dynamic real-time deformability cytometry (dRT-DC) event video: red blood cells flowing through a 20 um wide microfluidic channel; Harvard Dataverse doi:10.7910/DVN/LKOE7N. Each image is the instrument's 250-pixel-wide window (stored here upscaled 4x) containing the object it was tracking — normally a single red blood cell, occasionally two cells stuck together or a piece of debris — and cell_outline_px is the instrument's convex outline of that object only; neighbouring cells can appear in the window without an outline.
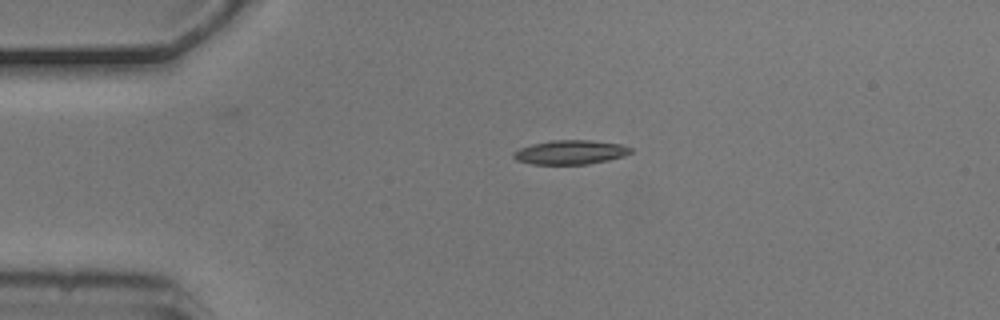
{"species": "common noctule bat (a hibernating species)", "species_latin": "Nyctalus noctula", "temperature_condition": "cold", "stored_images_in_passage": 2, "camera_frame_rate_fps": 3000, "um_per_image_px": 0.085, "animal": {"sex": "male", "body_mass_g": 20.5, "forearm_length_mm": 52.5}, "frame": {"image": 1, "passage_image": 1, "time_ms": 0.0, "image_size_px": [1000, 320], "cell_outline_px": [[632, 152], [624, 156], [608, 160], [588, 164], [532, 164], [516, 160], [512, 156], [512, 152], [520, 148], [532, 144], [552, 140], [592, 140], [620, 144], [632, 148]], "centroid_in_image_um": [48.48, 12.94], "position_along_channel_um": 36.5, "area_um2": 16.53}}